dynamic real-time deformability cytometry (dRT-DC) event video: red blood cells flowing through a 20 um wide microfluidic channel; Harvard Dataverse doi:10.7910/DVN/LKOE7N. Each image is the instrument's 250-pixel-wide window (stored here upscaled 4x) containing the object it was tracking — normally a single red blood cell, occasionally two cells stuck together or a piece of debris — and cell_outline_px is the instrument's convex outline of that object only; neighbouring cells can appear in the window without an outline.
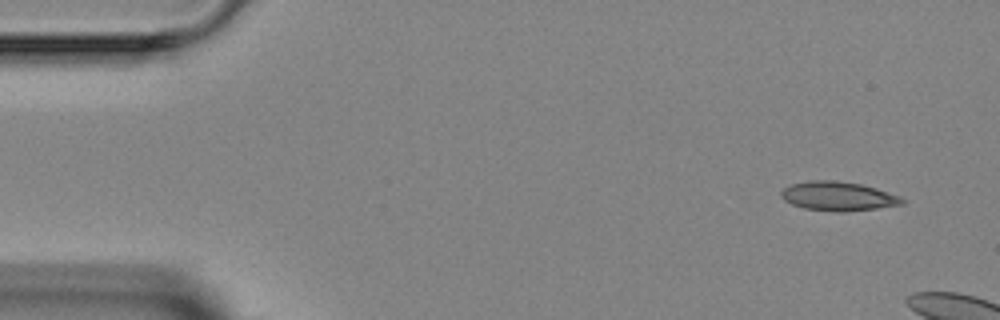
{"species": "Egyptian fruit bat (a non-hibernating species)", "species_latin": "Rousettus aegyptiacus", "temperature_condition": "room temperature", "stored_images_in_passage": 3, "camera_frame_rate_fps": 3000, "um_per_image_px": 0.085, "animal": {"sex": "female"}, "frame": {"image": 1, "passage_image": 1, "time_ms": 0.0, "image_size_px": [1000, 320], "cell_outline_px": [[904, 204], [876, 208], [844, 212], [836, 212], [804, 208], [792, 204], [784, 200], [780, 196], [780, 192], [784, 188], [792, 184], [808, 180], [836, 180], [860, 184], [876, 188], [900, 196], [904, 200]], "centroid_in_image_um": [71.22, 16.67], "position_along_channel_um": 13.8, "area_um2": 20.52}}